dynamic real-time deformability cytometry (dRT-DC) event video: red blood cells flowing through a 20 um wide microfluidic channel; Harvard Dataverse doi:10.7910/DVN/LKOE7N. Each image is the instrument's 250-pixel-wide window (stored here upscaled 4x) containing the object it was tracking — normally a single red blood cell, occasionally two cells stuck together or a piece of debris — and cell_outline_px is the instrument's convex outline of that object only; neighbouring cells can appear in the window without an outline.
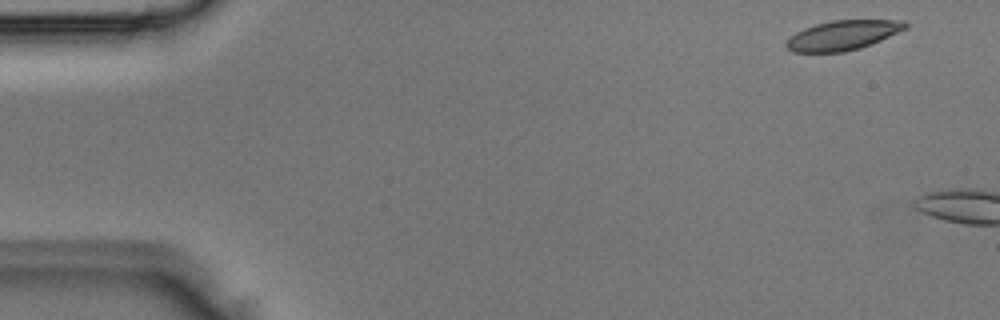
{"species": "Egyptian fruit bat (a non-hibernating species)", "species_latin": "Rousettus aegyptiacus", "temperature_condition": "room temperature", "stored_images_in_passage": 2, "camera_frame_rate_fps": 3000, "um_per_image_px": 0.085, "animal": {"sex": "male"}, "frame": {"image": 1, "passage_image": 1, "time_ms": 0.0, "image_size_px": [1000, 320], "cell_outline_px": [[908, 28], [880, 40], [860, 48], [844, 52], [792, 52], [784, 44], [796, 32], [804, 28], [816, 24], [832, 20], [904, 20], [908, 24]], "centroid_in_image_um": [71.65, 2.99], "position_along_channel_um": 13.3, "area_um2": 20.46}}